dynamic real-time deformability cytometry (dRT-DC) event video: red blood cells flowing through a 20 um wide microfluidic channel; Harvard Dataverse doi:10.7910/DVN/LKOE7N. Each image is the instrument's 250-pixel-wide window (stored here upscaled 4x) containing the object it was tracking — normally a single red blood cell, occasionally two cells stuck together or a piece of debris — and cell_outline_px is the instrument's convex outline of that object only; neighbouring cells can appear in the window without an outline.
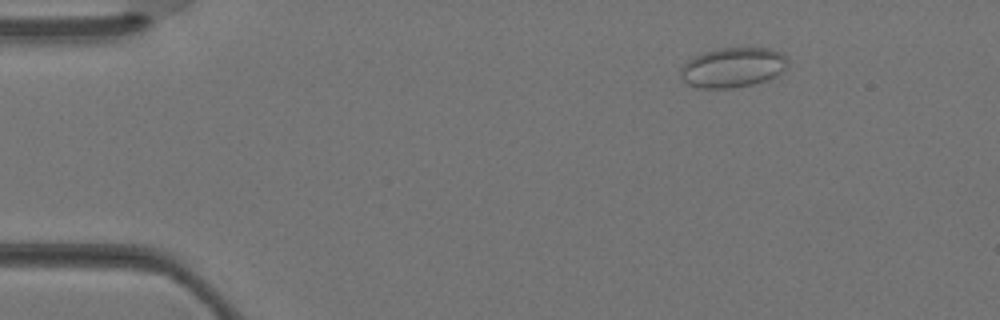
{"species": "Egyptian fruit bat (a non-hibernating species)", "species_latin": "Rousettus aegyptiacus", "temperature_condition": "warm", "stored_images_in_passage": 3, "camera_frame_rate_fps": 3000, "um_per_image_px": 0.085, "animal": {"sex": "female"}, "frame": {"image": 1, "passage_image": 1, "time_ms": 0.0, "image_size_px": [1000, 320], "cell_outline_px": [[788, 64], [784, 72], [768, 80], [752, 84], [732, 88], [696, 88], [688, 84], [680, 76], [680, 68], [692, 56], [716, 48], [768, 48], [780, 52], [788, 56]], "centroid_in_image_um": [62.31, 5.73], "position_along_channel_um": 22.7, "area_um2": 25.26}}
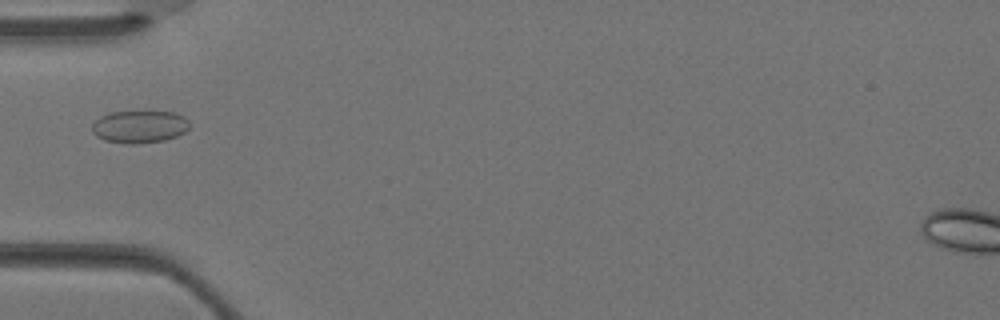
{"frame": {"image": 2, "passage_image": 3, "time_ms": 0.667, "image_size_px": [1000, 320], "cell_outline_px": [[188, 128], [184, 132], [176, 136], [164, 140], [132, 144], [128, 144], [104, 140], [96, 136], [92, 132], [92, 124], [100, 116], [112, 112], [176, 112], [184, 116], [188, 120]], "centroid_in_image_um": [11.84, 10.77], "position_along_channel_um": 73.2, "area_um2": 18.32}}